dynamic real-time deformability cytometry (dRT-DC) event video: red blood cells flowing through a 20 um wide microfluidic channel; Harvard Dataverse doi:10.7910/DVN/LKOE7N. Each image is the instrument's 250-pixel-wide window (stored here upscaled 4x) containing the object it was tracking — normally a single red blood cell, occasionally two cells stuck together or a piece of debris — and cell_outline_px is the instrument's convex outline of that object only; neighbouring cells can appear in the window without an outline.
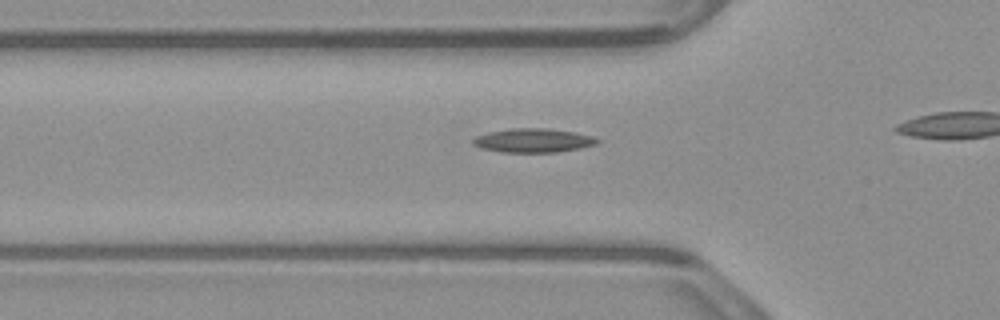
{"species": "common noctule bat (a hibernating species)", "species_latin": "Nyctalus noctula", "temperature_condition": "warm", "stored_images_in_passage": 13, "camera_frame_rate_fps": 3000, "um_per_image_px": 0.085, "animal": {"sex": "male", "body_mass_g": 23.1, "forearm_length_mm": 52.7}, "frame": {"image": 1, "passage_image": 8, "time_ms": 2.333, "image_size_px": [1000, 320], "cell_outline_px": [[600, 140], [596, 144], [580, 148], [556, 152], [500, 152], [480, 148], [472, 144], [472, 140], [476, 136], [488, 132], [512, 128], [548, 128], [572, 132], [592, 136]], "centroid_in_image_um": [45.28, 11.94], "position_along_channel_um": 80.5, "area_um2": 17.28}}
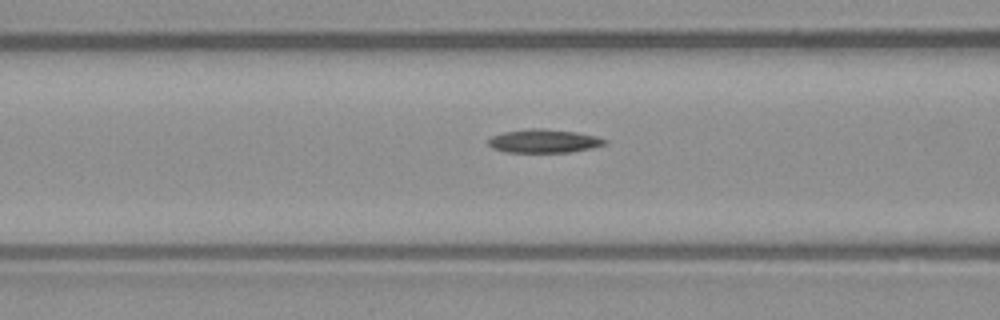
{"frame": {"image": 2, "passage_image": 11, "time_ms": 3.333, "image_size_px": [1000, 320], "cell_outline_px": [[608, 144], [592, 148], [568, 152], [504, 152], [492, 148], [488, 144], [488, 140], [492, 136], [504, 132], [532, 128], [544, 128], [576, 132], [596, 136], [608, 140]], "centroid_in_image_um": [46.25, 11.99], "position_along_channel_um": 120.3, "area_um2": 16.01}}